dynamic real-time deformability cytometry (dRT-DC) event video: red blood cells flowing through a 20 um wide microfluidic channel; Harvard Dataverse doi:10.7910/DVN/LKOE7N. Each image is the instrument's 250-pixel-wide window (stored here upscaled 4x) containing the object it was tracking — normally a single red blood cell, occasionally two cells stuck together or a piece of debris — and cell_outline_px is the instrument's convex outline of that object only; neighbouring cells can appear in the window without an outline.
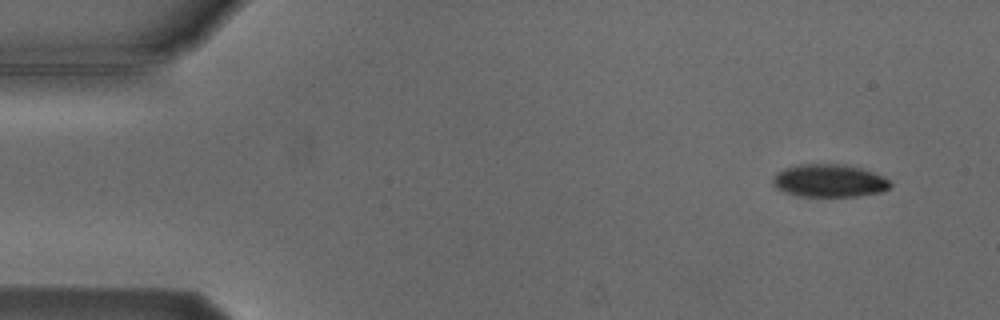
{"species": "Egyptian fruit bat (a non-hibernating species)", "species_latin": "Rousettus aegyptiacus", "temperature_condition": "cold", "stored_images_in_passage": 4, "camera_frame_rate_fps": 3000, "um_per_image_px": 0.085, "animal": {"sex": "male"}, "frame": {"image": 1, "passage_image": 1, "time_ms": 0.0, "image_size_px": [1000, 320], "cell_outline_px": [[892, 184], [888, 188], [880, 192], [856, 196], [800, 196], [784, 192], [776, 188], [772, 184], [772, 180], [776, 172], [784, 168], [800, 164], [844, 164], [860, 168], [872, 172], [888, 180]], "centroid_in_image_um": [70.43, 15.36], "position_along_channel_um": 14.6, "area_um2": 22.31}}
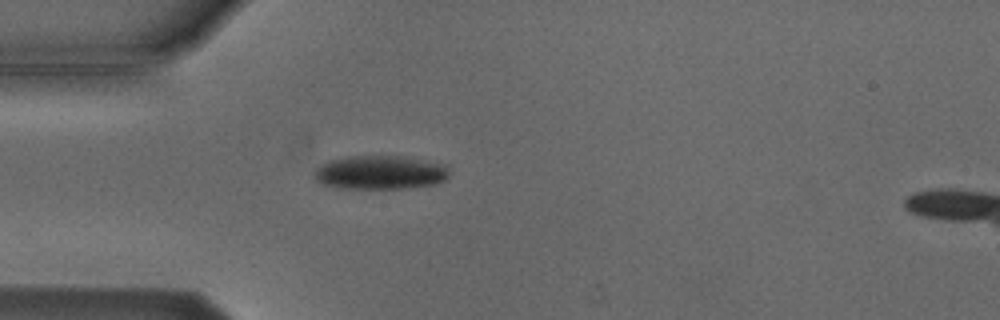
{"frame": {"image": 2, "passage_image": 4, "time_ms": 3.667, "image_size_px": [1000, 320], "cell_outline_px": [[448, 176], [444, 180], [436, 184], [408, 188], [336, 188], [324, 184], [316, 180], [312, 176], [316, 168], [328, 160], [348, 156], [400, 156], [448, 164]], "centroid_in_image_um": [32.31, 14.65], "position_along_channel_um": 52.7, "area_um2": 26.76}}